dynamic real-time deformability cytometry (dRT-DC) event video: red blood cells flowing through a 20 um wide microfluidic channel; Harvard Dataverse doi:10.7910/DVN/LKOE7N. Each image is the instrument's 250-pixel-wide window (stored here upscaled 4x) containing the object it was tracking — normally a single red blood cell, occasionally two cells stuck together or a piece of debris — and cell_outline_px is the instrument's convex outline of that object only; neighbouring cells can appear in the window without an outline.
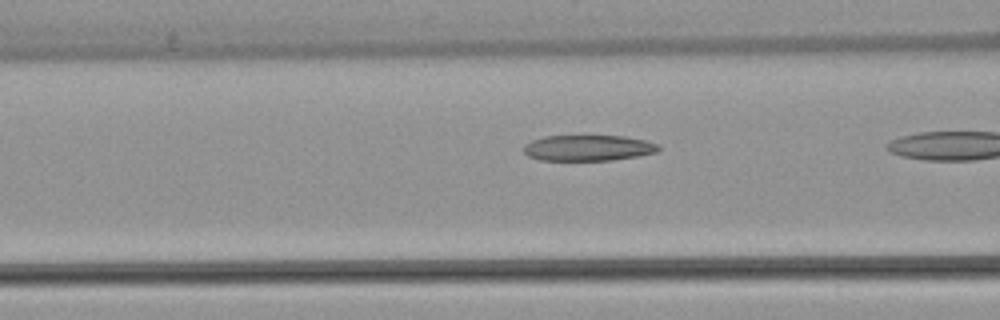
{"species": "common noctule bat (a hibernating species)", "species_latin": "Nyctalus noctula", "temperature_condition": "warm", "stored_images_in_passage": 18, "camera_frame_rate_fps": 3000, "um_per_image_px": 0.085, "animal": {"sex": "female", "body_mass_g": 22.7, "forearm_length_mm": 54.2}, "frame": {"image": 1, "passage_image": 16, "time_ms": 5.0, "image_size_px": [1000, 320], "cell_outline_px": [[660, 148], [656, 152], [640, 156], [612, 160], [540, 160], [528, 156], [524, 152], [524, 144], [532, 140], [544, 136], [624, 136], [644, 140], [660, 144]], "centroid_in_image_um": [50.0, 12.57], "position_along_channel_um": 116.6, "area_um2": 20.35}}